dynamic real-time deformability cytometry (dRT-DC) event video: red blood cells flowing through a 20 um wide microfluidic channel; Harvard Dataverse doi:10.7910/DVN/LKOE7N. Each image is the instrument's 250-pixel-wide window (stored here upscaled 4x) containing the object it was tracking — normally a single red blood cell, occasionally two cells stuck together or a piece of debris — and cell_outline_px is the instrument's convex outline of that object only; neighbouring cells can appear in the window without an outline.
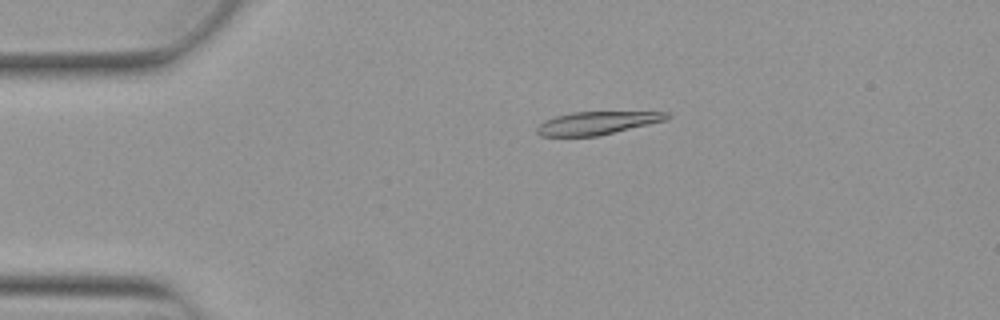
{"species": "Egyptian fruit bat (a non-hibernating species)", "species_latin": "Rousettus aegyptiacus", "temperature_condition": "warm", "stored_images_in_passage": 43, "camera_frame_rate_fps": 3000, "um_per_image_px": 0.085, "animal": {"sex": "female"}, "frame": {"image": 1, "passage_image": 1, "time_ms": 0.0, "image_size_px": [1000, 320], "cell_outline_px": [[672, 116], [668, 120], [600, 136], [540, 136], [536, 132], [536, 128], [544, 120], [556, 116], [572, 112], [668, 112]], "centroid_in_image_um": [50.79, 10.46], "position_along_channel_um": 34.2, "area_um2": 17.57}}
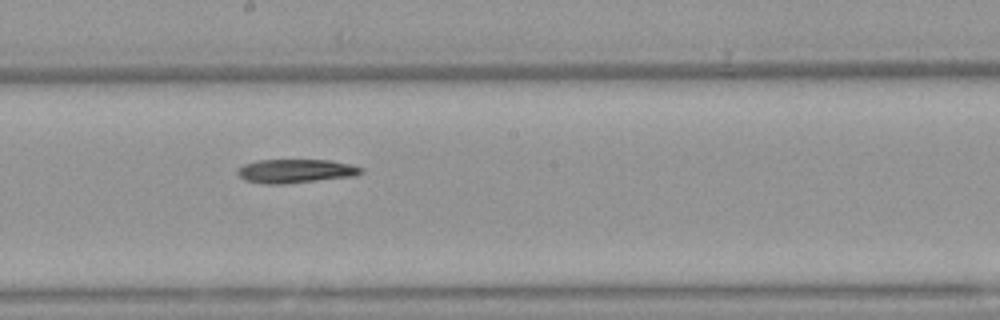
{"frame": {"image": 2, "passage_image": 19, "time_ms": 6.0, "image_size_px": [1000, 320], "cell_outline_px": [[364, 172], [352, 176], [284, 184], [264, 184], [244, 180], [236, 172], [244, 164], [256, 160], [328, 160], [352, 164], [364, 168]], "centroid_in_image_um": [25.13, 14.53], "position_along_channel_um": 223.1, "area_um2": 17.11}}
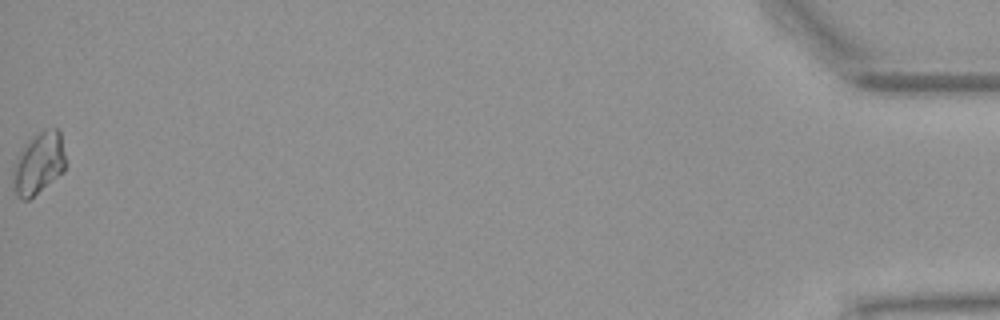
{"frame": {"image": 3, "passage_image": 43, "time_ms": 14.0, "image_size_px": [1000, 320], "cell_outline_px": [[64, 172], [28, 200], [20, 200], [16, 196], [12, 188], [12, 164], [28, 140], [44, 128], [56, 128], [60, 132], [64, 152]], "centroid_in_image_um": [3.24, 13.91], "position_along_channel_um": 432.0, "area_um2": 19.19}, "authors_computed_cell_mechanics": {"area_um2": 17.5712, "velocity_mm_per_s": 3.8706, "shape_relaxation_time_tau1_ms": 7.6518, "shape_relaxation_time_tau2_ms": null, "deformation_change_tau1": 0.1791, "deformation_change_tau2": null}}